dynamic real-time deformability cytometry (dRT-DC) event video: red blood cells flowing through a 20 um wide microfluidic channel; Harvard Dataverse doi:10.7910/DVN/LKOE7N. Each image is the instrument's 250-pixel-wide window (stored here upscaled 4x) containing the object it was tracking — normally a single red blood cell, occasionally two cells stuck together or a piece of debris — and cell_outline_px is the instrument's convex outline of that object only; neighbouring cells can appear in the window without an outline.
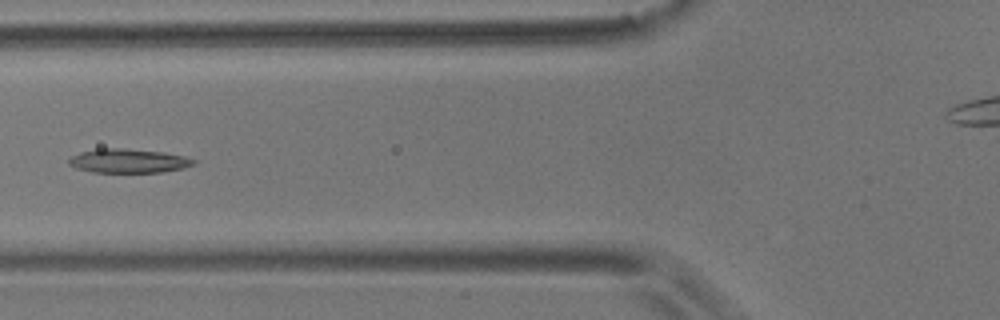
{"species": "common noctule bat (a hibernating species)", "species_latin": "Nyctalus noctula", "temperature_condition": "room temperature", "stored_images_in_passage": 11, "segment_of_instrument_passage": [1, 2], "camera_frame_rate_fps": 3000, "um_per_image_px": 0.085, "animal": {"sex": "male", "body_mass_g": 17.9}, "frame": {"image": 1, "passage_image": 5, "time_ms": 1.333, "image_size_px": [1000, 320], "cell_outline_px": [[196, 164], [184, 168], [160, 172], [92, 172], [76, 168], [68, 164], [68, 160], [72, 156], [80, 152], [96, 148], [124, 148], [164, 152], [184, 156], [196, 160]], "centroid_in_image_um": [10.91, 13.67], "position_along_channel_um": 114.9, "area_um2": 17.57}}
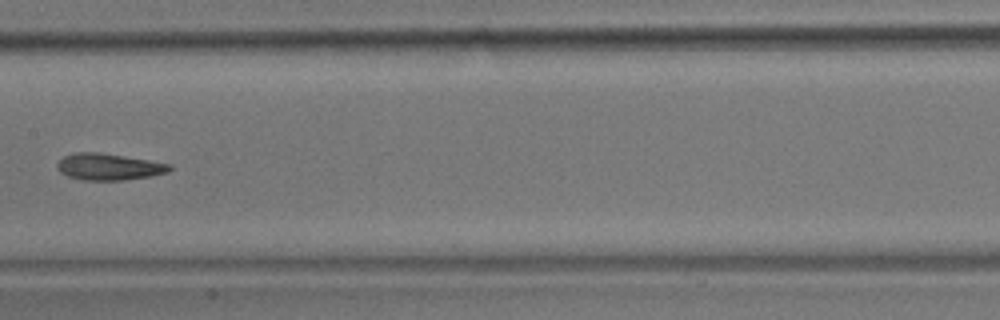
{"frame": {"image": 2, "passage_image": 7, "time_ms": 2.0, "image_size_px": [1000, 320], "cell_outline_px": [[172, 168], [168, 172], [148, 176], [124, 180], [80, 180], [68, 176], [60, 172], [56, 168], [56, 164], [64, 156], [72, 152], [96, 152], [124, 156], [172, 164]], "centroid_in_image_um": [9.21, 14.17], "position_along_channel_um": 198.2, "area_um2": 17.4}}
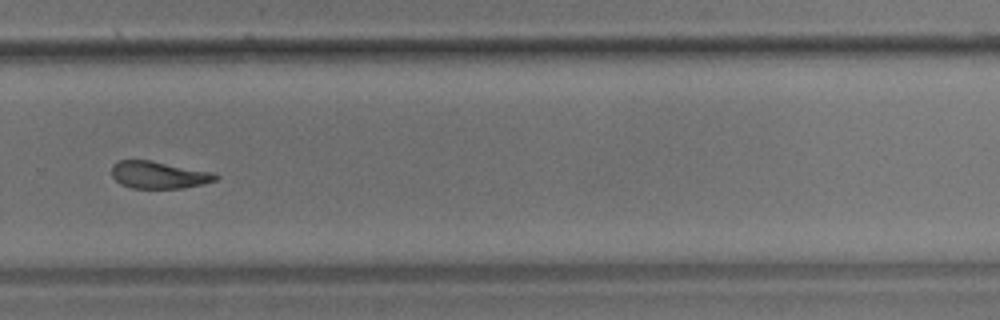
{"frame": {"image": 3, "passage_image": 10, "time_ms": 3.0, "image_size_px": [1000, 320], "cell_outline_px": [[220, 176], [216, 180], [184, 188], [132, 188], [120, 184], [112, 176], [112, 164], [120, 160], [148, 160], [216, 172]], "centroid_in_image_um": [13.51, 14.86], "position_along_channel_um": 316.3, "area_um2": 16.53}}